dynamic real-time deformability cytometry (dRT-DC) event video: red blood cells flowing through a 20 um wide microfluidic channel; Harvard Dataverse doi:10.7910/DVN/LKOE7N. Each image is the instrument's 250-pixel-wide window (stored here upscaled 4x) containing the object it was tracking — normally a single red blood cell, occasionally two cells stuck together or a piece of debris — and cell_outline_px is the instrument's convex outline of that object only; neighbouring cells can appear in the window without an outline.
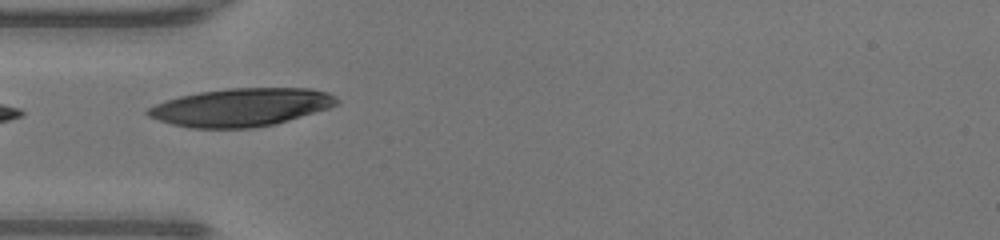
{"species": "human", "species_latin": "Homo sapiens", "temperature_condition": "warm", "stored_images_in_passage": 3, "camera_frame_rate_fps": 3000, "um_per_image_px": 0.085, "donor": {"sex": "male"}, "frame": {"image": 1, "passage_image": 1, "time_ms": 0.0, "image_size_px": [1000, 240], "cell_outline_px": [[340, 104], [328, 108], [276, 124], [252, 128], [192, 128], [172, 124], [148, 116], [144, 112], [148, 108], [156, 104], [180, 96], [200, 92], [228, 88], [312, 88], [328, 92], [336, 96], [340, 100]], "centroid_in_image_um": [20.54, 9.11], "position_along_channel_um": 64.5, "area_um2": 41.91}}